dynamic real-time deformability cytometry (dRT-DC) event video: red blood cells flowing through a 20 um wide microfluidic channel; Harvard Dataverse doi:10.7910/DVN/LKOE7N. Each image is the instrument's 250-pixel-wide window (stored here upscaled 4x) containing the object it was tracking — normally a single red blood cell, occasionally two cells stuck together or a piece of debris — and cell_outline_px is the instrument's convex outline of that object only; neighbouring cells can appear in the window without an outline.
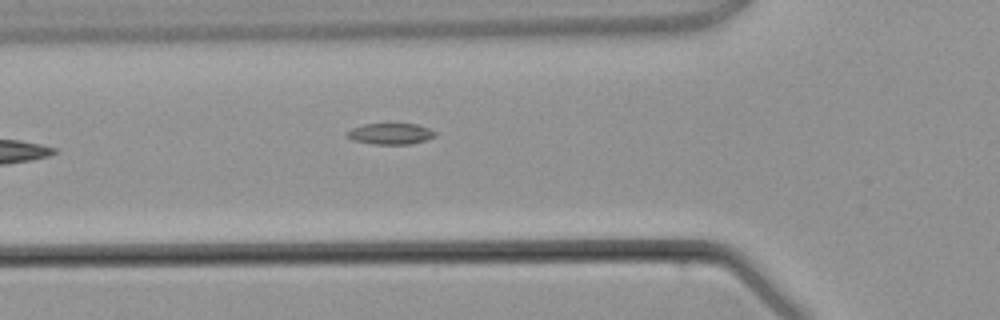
{"species": "common noctule bat (a hibernating species)", "species_latin": "Nyctalus noctula", "temperature_condition": "warm", "stored_images_in_passage": 4, "camera_frame_rate_fps": 3000, "um_per_image_px": 0.085, "animal": {"sex": "male", "body_mass_g": 21.5, "forearm_length_mm": 52.0}, "frame": {"image": 1, "passage_image": 4, "time_ms": 4.667, "image_size_px": [1000, 320], "cell_outline_px": [[436, 136], [428, 140], [412, 144], [372, 144], [352, 140], [344, 136], [344, 132], [352, 128], [364, 124], [416, 124], [428, 128], [436, 132]], "centroid_in_image_um": [33.16, 11.38], "position_along_channel_um": 92.6, "area_um2": 11.04}}